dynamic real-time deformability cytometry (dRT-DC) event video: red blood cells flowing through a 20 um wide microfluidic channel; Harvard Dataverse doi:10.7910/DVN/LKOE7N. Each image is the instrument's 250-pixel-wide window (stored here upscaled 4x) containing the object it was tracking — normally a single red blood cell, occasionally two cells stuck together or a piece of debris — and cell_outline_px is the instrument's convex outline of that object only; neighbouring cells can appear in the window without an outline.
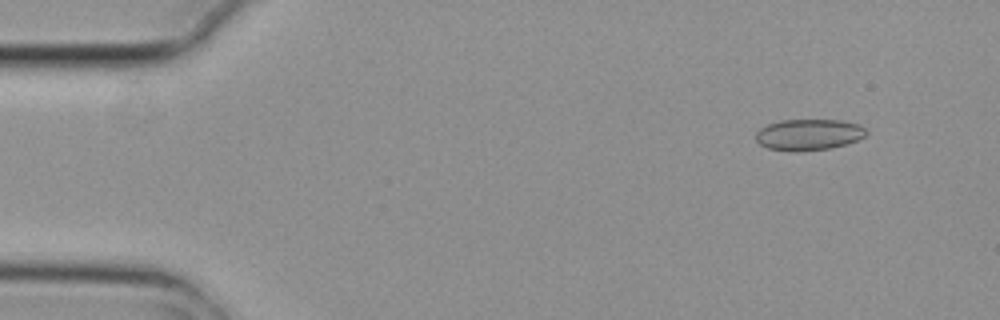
{"species": "common noctule bat (a hibernating species)", "species_latin": "Nyctalus noctula", "temperature_condition": "cold", "stored_images_in_passage": 4, "camera_frame_rate_fps": 3000, "um_per_image_px": 0.085, "animal": {"sex": "female", "body_mass_g": 29.2, "forearm_length_mm": 56.3}, "frame": {"image": 1, "passage_image": 1, "time_ms": 0.0, "image_size_px": [1000, 320], "cell_outline_px": [[868, 132], [864, 136], [856, 140], [832, 148], [800, 152], [792, 152], [768, 148], [760, 144], [756, 140], [756, 132], [760, 128], [768, 124], [780, 120], [840, 120], [860, 124]], "centroid_in_image_um": [68.72, 11.45], "position_along_channel_um": 16.3, "area_um2": 20.17}}
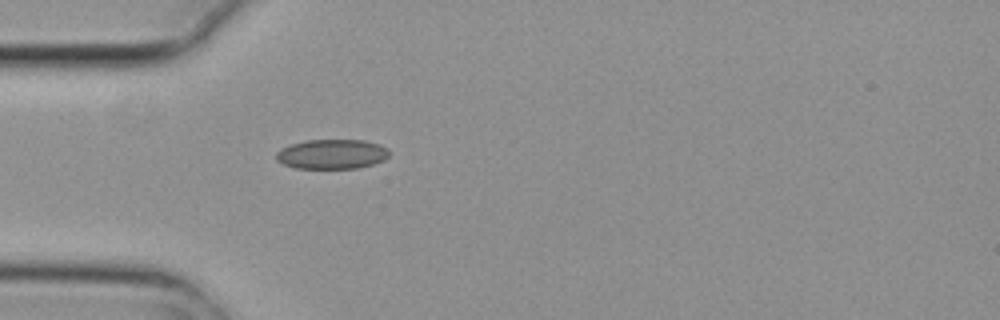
{"frame": {"image": 2, "passage_image": 4, "time_ms": 1.0, "image_size_px": [1000, 320], "cell_outline_px": [[388, 156], [384, 160], [372, 164], [356, 168], [296, 168], [284, 164], [276, 160], [276, 152], [280, 148], [304, 140], [364, 140], [380, 144], [388, 148]], "centroid_in_image_um": [28.2, 13.09], "position_along_channel_um": 56.8, "area_um2": 19.54}}